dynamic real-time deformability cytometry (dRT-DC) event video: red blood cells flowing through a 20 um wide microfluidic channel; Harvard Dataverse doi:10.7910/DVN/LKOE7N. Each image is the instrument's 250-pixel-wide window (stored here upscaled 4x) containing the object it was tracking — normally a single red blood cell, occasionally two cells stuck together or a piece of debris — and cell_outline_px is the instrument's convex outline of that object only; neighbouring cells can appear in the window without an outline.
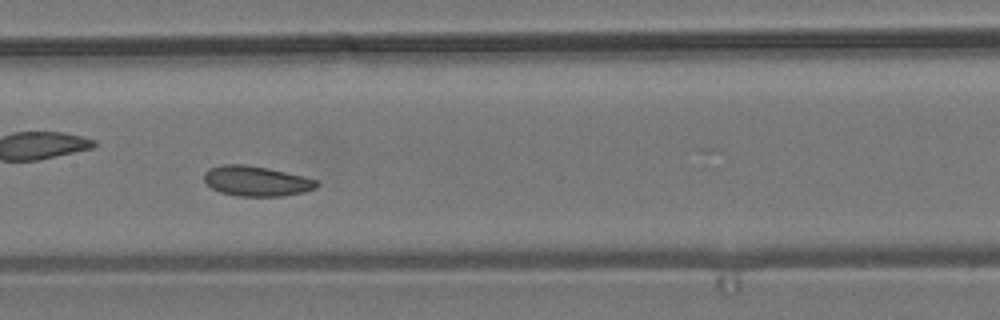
{"species": "common noctule bat (a hibernating species)", "species_latin": "Nyctalus noctula", "temperature_condition": "room temperature", "stored_images_in_passage": 42, "camera_frame_rate_fps": 3000, "um_per_image_px": 0.085, "animal": {"sex": "male", "body_mass_g": 19.2, "forearm_length_mm": 51.8}, "frame": {"image": 1, "passage_image": 13, "time_ms": 4.0, "image_size_px": [1000, 320], "cell_outline_px": [[320, 184], [316, 188], [304, 192], [280, 196], [236, 196], [220, 192], [212, 188], [204, 180], [204, 172], [208, 168], [224, 164], [244, 164], [268, 168], [304, 176], [316, 180]], "centroid_in_image_um": [21.78, 15.39], "position_along_channel_um": 185.6, "area_um2": 19.83}, "authors_computed_cell_mechanics": {"area_um2": 20.1144, "velocity_mm_per_s": 3.6058, "shape_relaxation_time_tau1_ms": 2.2179, "shape_relaxation_time_tau2_ms": 6.8611, "deformation_change_tau1": 0.0382, "deformation_change_tau2": 0.13}}